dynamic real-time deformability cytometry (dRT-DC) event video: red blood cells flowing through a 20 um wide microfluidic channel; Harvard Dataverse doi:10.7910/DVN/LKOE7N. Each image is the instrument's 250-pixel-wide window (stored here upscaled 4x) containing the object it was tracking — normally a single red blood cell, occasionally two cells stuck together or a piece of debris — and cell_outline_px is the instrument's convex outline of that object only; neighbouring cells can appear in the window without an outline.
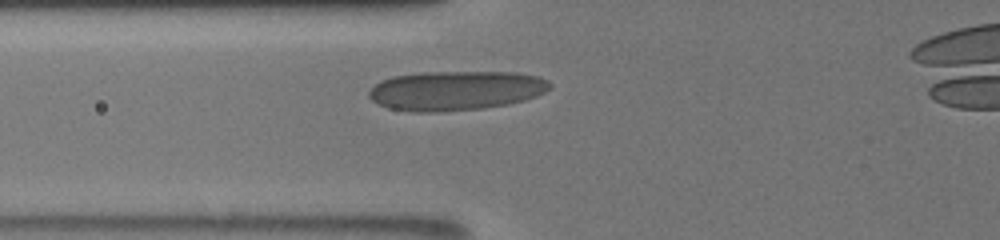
{"species": "human", "species_latin": "Homo sapiens", "temperature_condition": "room temperature", "stored_images_in_passage": 46, "camera_frame_rate_fps": 3000, "um_per_image_px": 0.085, "donor": {"sex": "male"}, "frame": {"image": 1, "passage_image": 18, "time_ms": 5.667, "image_size_px": [1000, 240], "cell_outline_px": [[552, 84], [544, 92], [536, 96], [524, 100], [508, 104], [484, 108], [436, 112], [412, 112], [388, 108], [372, 100], [368, 96], [368, 92], [380, 80], [392, 76], [420, 72], [516, 72], [536, 76], [548, 80]], "centroid_in_image_um": [38.72, 7.69], "position_along_channel_um": 87.1, "area_um2": 41.73}}
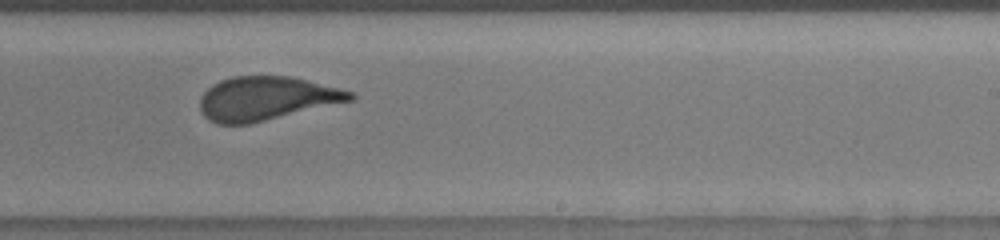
{"frame": {"image": 2, "passage_image": 32, "time_ms": 10.333, "image_size_px": [1000, 240], "cell_outline_px": [[356, 96], [352, 100], [248, 124], [216, 124], [208, 120], [200, 112], [200, 96], [212, 84], [220, 80], [232, 76], [288, 76], [308, 80], [352, 92]], "centroid_in_image_um": [22.57, 8.37], "position_along_channel_um": 266.4, "area_um2": 38.03}}
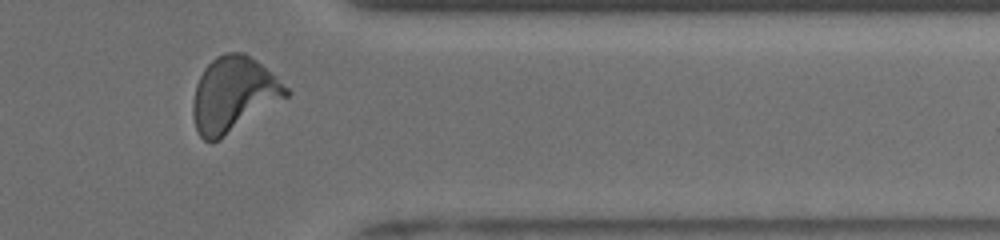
{"frame": {"image": 3, "passage_image": 42, "time_ms": 13.667, "image_size_px": [1000, 240], "cell_outline_px": [[292, 92], [288, 96], [220, 140], [212, 144], [204, 140], [200, 136], [196, 128], [192, 116], [192, 104], [196, 84], [204, 68], [216, 56], [224, 52], [244, 52], [256, 60], [288, 88]], "centroid_in_image_um": [19.81, 8.05], "position_along_channel_um": 391.6, "area_um2": 40.75}, "authors_computed_cell_mechanics": {"area_um2": 38.5237, "velocity_mm_per_s": 3.8631, "shape_relaxation_time_tau1_ms": 4.1847, "shape_relaxation_time_tau2_ms": null, "deformation_change_tau1": 0.1573, "deformation_change_tau2": null}}